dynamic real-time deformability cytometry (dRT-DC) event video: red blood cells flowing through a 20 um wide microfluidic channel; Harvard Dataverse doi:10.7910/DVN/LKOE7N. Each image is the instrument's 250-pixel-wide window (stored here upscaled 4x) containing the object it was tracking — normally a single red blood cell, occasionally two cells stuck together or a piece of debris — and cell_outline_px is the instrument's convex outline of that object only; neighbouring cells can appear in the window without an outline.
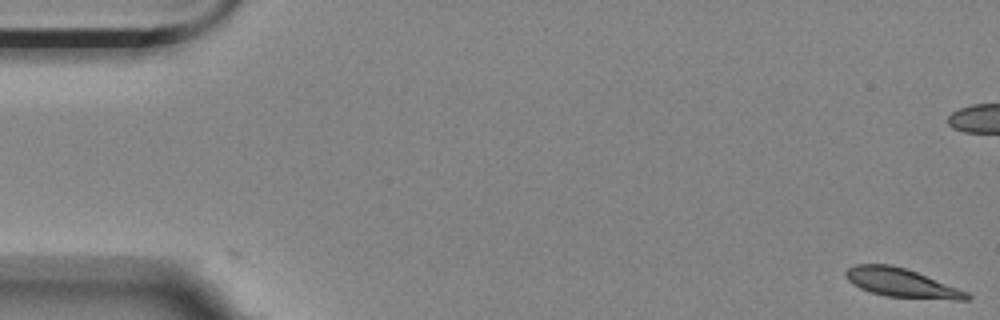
{"species": "Egyptian fruit bat (a non-hibernating species)", "species_latin": "Rousettus aegyptiacus", "temperature_condition": "room temperature", "stored_images_in_passage": 41, "camera_frame_rate_fps": 3000, "um_per_image_px": 0.085, "animal": {"sex": "female"}, "frame": {"image": 1, "passage_image": 1, "time_ms": 0.0, "image_size_px": [1000, 320], "cell_outline_px": [[972, 296], [968, 300], [956, 300], [884, 296], [860, 288], [848, 280], [844, 276], [844, 272], [848, 268], [856, 264], [892, 264], [916, 272], [968, 292]], "centroid_in_image_um": [76.61, 24.04], "position_along_channel_um": 8.4, "area_um2": 20.17}}
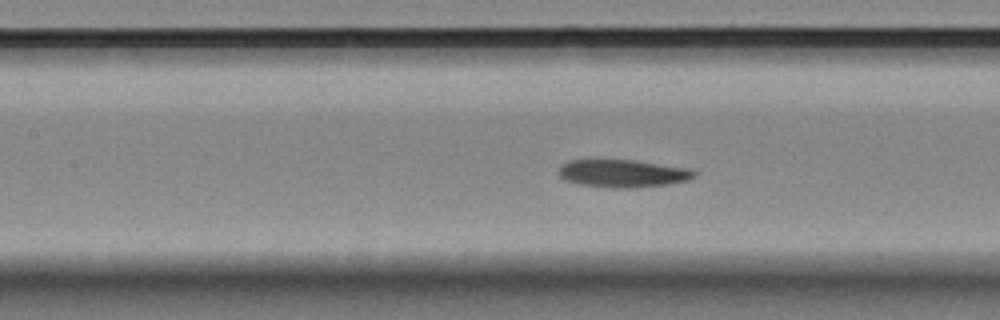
{"frame": {"image": 2, "passage_image": 25, "time_ms": 8.0, "image_size_px": [1000, 320], "cell_outline_px": [[696, 176], [688, 180], [668, 184], [628, 188], [616, 188], [580, 184], [564, 180], [560, 176], [560, 164], [568, 160], [592, 156], [596, 156], [632, 160], [692, 168], [696, 172]], "centroid_in_image_um": [52.87, 14.68], "position_along_channel_um": 154.5, "area_um2": 22.83}}
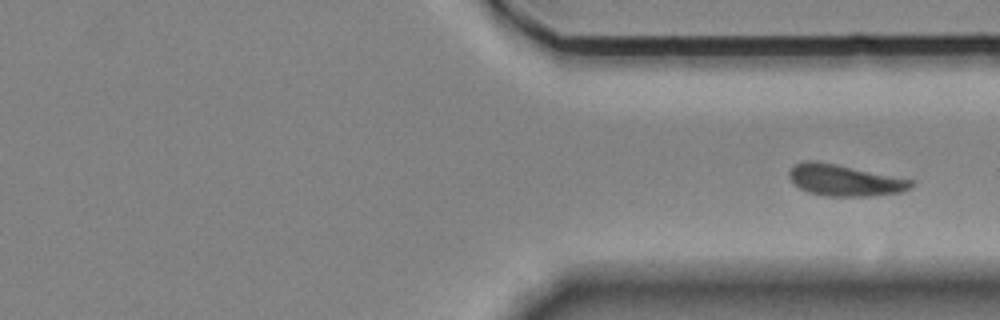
{"frame": {"image": 3, "passage_image": 41, "time_ms": 13.333, "image_size_px": [1000, 320], "cell_outline_px": [[916, 184], [912, 188], [900, 192], [872, 196], [824, 196], [808, 192], [800, 188], [788, 176], [788, 172], [796, 164], [804, 160], [816, 160], [836, 164], [912, 180]], "centroid_in_image_um": [71.79, 15.32], "position_along_channel_um": 339.6, "area_um2": 22.2}}